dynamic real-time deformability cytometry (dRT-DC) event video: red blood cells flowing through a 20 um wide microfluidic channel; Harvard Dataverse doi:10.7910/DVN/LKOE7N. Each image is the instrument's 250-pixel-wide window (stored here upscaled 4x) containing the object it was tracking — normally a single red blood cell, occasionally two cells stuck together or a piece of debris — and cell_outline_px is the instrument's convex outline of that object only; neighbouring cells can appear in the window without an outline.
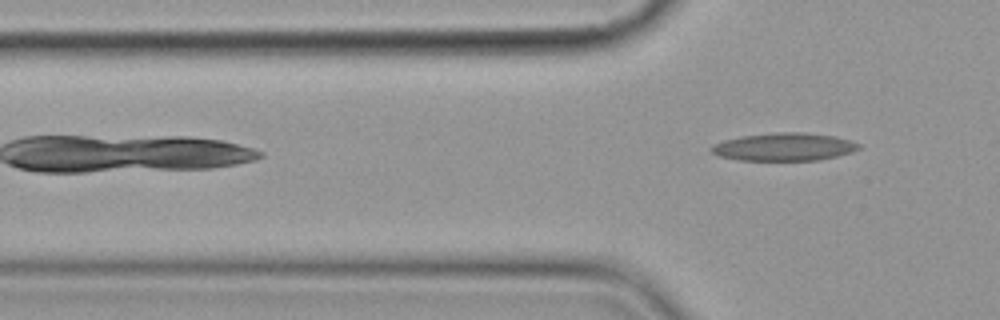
{"species": "common noctule bat (a hibernating species)", "species_latin": "Nyctalus noctula", "temperature_condition": "cold", "stored_images_in_passage": 5, "camera_frame_rate_fps": 3000, "um_per_image_px": 0.085, "animal": {"sex": "female", "body_mass_g": 19.9}, "frame": {"image": 1, "passage_image": 5, "time_ms": 4.667, "image_size_px": [1000, 320], "cell_outline_px": [[860, 148], [852, 152], [820, 160], [740, 160], [720, 156], [712, 152], [708, 148], [712, 144], [724, 140], [740, 136], [776, 132], [804, 132], [836, 136], [860, 144]], "centroid_in_image_um": [66.63, 12.47], "position_along_channel_um": 59.2, "area_um2": 23.99}}